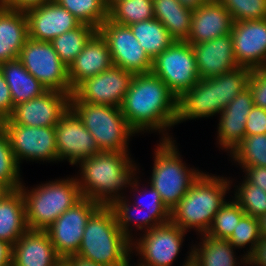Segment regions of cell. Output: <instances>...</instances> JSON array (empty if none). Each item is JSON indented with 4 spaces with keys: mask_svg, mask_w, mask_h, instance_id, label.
I'll list each match as a JSON object with an SVG mask.
<instances>
[{
    "mask_svg": "<svg viewBox=\"0 0 266 266\" xmlns=\"http://www.w3.org/2000/svg\"><path fill=\"white\" fill-rule=\"evenodd\" d=\"M120 108L137 134L157 131L163 135L160 140H173L167 130L176 122L177 97L159 77L134 74Z\"/></svg>",
    "mask_w": 266,
    "mask_h": 266,
    "instance_id": "1",
    "label": "cell"
},
{
    "mask_svg": "<svg viewBox=\"0 0 266 266\" xmlns=\"http://www.w3.org/2000/svg\"><path fill=\"white\" fill-rule=\"evenodd\" d=\"M129 155V152L101 151L79 162L81 177L76 179L81 196L100 205H110L123 197L122 191L137 177V164Z\"/></svg>",
    "mask_w": 266,
    "mask_h": 266,
    "instance_id": "2",
    "label": "cell"
},
{
    "mask_svg": "<svg viewBox=\"0 0 266 266\" xmlns=\"http://www.w3.org/2000/svg\"><path fill=\"white\" fill-rule=\"evenodd\" d=\"M224 178L203 172L171 209L170 221L186 232L195 229L199 234H206L214 216L226 202V194L232 189L233 181Z\"/></svg>",
    "mask_w": 266,
    "mask_h": 266,
    "instance_id": "3",
    "label": "cell"
},
{
    "mask_svg": "<svg viewBox=\"0 0 266 266\" xmlns=\"http://www.w3.org/2000/svg\"><path fill=\"white\" fill-rule=\"evenodd\" d=\"M131 241L119 228L109 205H100L87 220L76 255L103 266H129Z\"/></svg>",
    "mask_w": 266,
    "mask_h": 266,
    "instance_id": "4",
    "label": "cell"
},
{
    "mask_svg": "<svg viewBox=\"0 0 266 266\" xmlns=\"http://www.w3.org/2000/svg\"><path fill=\"white\" fill-rule=\"evenodd\" d=\"M19 190L24 198L27 227L30 230L45 231L82 198L76 176L48 181L30 190L22 183Z\"/></svg>",
    "mask_w": 266,
    "mask_h": 266,
    "instance_id": "5",
    "label": "cell"
},
{
    "mask_svg": "<svg viewBox=\"0 0 266 266\" xmlns=\"http://www.w3.org/2000/svg\"><path fill=\"white\" fill-rule=\"evenodd\" d=\"M176 140H160L154 150V164L150 184L160 194L171 211L203 173L188 168L181 159Z\"/></svg>",
    "mask_w": 266,
    "mask_h": 266,
    "instance_id": "6",
    "label": "cell"
},
{
    "mask_svg": "<svg viewBox=\"0 0 266 266\" xmlns=\"http://www.w3.org/2000/svg\"><path fill=\"white\" fill-rule=\"evenodd\" d=\"M70 108L94 137L100 151L129 152L130 137L137 134L120 107L70 101Z\"/></svg>",
    "mask_w": 266,
    "mask_h": 266,
    "instance_id": "7",
    "label": "cell"
},
{
    "mask_svg": "<svg viewBox=\"0 0 266 266\" xmlns=\"http://www.w3.org/2000/svg\"><path fill=\"white\" fill-rule=\"evenodd\" d=\"M17 59L47 90L71 93L68 67L50 42L28 38Z\"/></svg>",
    "mask_w": 266,
    "mask_h": 266,
    "instance_id": "8",
    "label": "cell"
},
{
    "mask_svg": "<svg viewBox=\"0 0 266 266\" xmlns=\"http://www.w3.org/2000/svg\"><path fill=\"white\" fill-rule=\"evenodd\" d=\"M151 73L163 80L178 98L200 80L192 45L174 41L152 61Z\"/></svg>",
    "mask_w": 266,
    "mask_h": 266,
    "instance_id": "9",
    "label": "cell"
},
{
    "mask_svg": "<svg viewBox=\"0 0 266 266\" xmlns=\"http://www.w3.org/2000/svg\"><path fill=\"white\" fill-rule=\"evenodd\" d=\"M186 233L171 221L141 233L139 239L131 241L132 253L141 259L137 266H172Z\"/></svg>",
    "mask_w": 266,
    "mask_h": 266,
    "instance_id": "10",
    "label": "cell"
},
{
    "mask_svg": "<svg viewBox=\"0 0 266 266\" xmlns=\"http://www.w3.org/2000/svg\"><path fill=\"white\" fill-rule=\"evenodd\" d=\"M97 31L108 45L113 65L133 74L151 73L152 60L129 26L114 23L107 18Z\"/></svg>",
    "mask_w": 266,
    "mask_h": 266,
    "instance_id": "11",
    "label": "cell"
},
{
    "mask_svg": "<svg viewBox=\"0 0 266 266\" xmlns=\"http://www.w3.org/2000/svg\"><path fill=\"white\" fill-rule=\"evenodd\" d=\"M8 136L10 147L20 165L26 161H58L55 126L31 127L19 124H0Z\"/></svg>",
    "mask_w": 266,
    "mask_h": 266,
    "instance_id": "12",
    "label": "cell"
},
{
    "mask_svg": "<svg viewBox=\"0 0 266 266\" xmlns=\"http://www.w3.org/2000/svg\"><path fill=\"white\" fill-rule=\"evenodd\" d=\"M99 206L98 202L82 197L45 230L60 257L78 253L87 220Z\"/></svg>",
    "mask_w": 266,
    "mask_h": 266,
    "instance_id": "13",
    "label": "cell"
},
{
    "mask_svg": "<svg viewBox=\"0 0 266 266\" xmlns=\"http://www.w3.org/2000/svg\"><path fill=\"white\" fill-rule=\"evenodd\" d=\"M133 76V73L112 65L81 82L70 95V101L121 107Z\"/></svg>",
    "mask_w": 266,
    "mask_h": 266,
    "instance_id": "14",
    "label": "cell"
},
{
    "mask_svg": "<svg viewBox=\"0 0 266 266\" xmlns=\"http://www.w3.org/2000/svg\"><path fill=\"white\" fill-rule=\"evenodd\" d=\"M70 95L47 90L41 96L14 106L11 116L0 124H19L31 127H53L70 108Z\"/></svg>",
    "mask_w": 266,
    "mask_h": 266,
    "instance_id": "15",
    "label": "cell"
},
{
    "mask_svg": "<svg viewBox=\"0 0 266 266\" xmlns=\"http://www.w3.org/2000/svg\"><path fill=\"white\" fill-rule=\"evenodd\" d=\"M58 161L78 165L84 159L101 152L94 137L81 119L69 108L55 126Z\"/></svg>",
    "mask_w": 266,
    "mask_h": 266,
    "instance_id": "16",
    "label": "cell"
},
{
    "mask_svg": "<svg viewBox=\"0 0 266 266\" xmlns=\"http://www.w3.org/2000/svg\"><path fill=\"white\" fill-rule=\"evenodd\" d=\"M231 37L239 66L266 68V19L233 22Z\"/></svg>",
    "mask_w": 266,
    "mask_h": 266,
    "instance_id": "17",
    "label": "cell"
},
{
    "mask_svg": "<svg viewBox=\"0 0 266 266\" xmlns=\"http://www.w3.org/2000/svg\"><path fill=\"white\" fill-rule=\"evenodd\" d=\"M29 38L51 42L59 35L78 27L81 23L54 0L25 11Z\"/></svg>",
    "mask_w": 266,
    "mask_h": 266,
    "instance_id": "18",
    "label": "cell"
},
{
    "mask_svg": "<svg viewBox=\"0 0 266 266\" xmlns=\"http://www.w3.org/2000/svg\"><path fill=\"white\" fill-rule=\"evenodd\" d=\"M192 48L200 79L216 77L239 67L235 61L231 33L193 44Z\"/></svg>",
    "mask_w": 266,
    "mask_h": 266,
    "instance_id": "19",
    "label": "cell"
},
{
    "mask_svg": "<svg viewBox=\"0 0 266 266\" xmlns=\"http://www.w3.org/2000/svg\"><path fill=\"white\" fill-rule=\"evenodd\" d=\"M254 107L249 88L244 89L220 112L217 142L220 148L231 153L246 135L247 115Z\"/></svg>",
    "mask_w": 266,
    "mask_h": 266,
    "instance_id": "20",
    "label": "cell"
},
{
    "mask_svg": "<svg viewBox=\"0 0 266 266\" xmlns=\"http://www.w3.org/2000/svg\"><path fill=\"white\" fill-rule=\"evenodd\" d=\"M232 26V16L225 7L218 0H207L193 10L187 42L193 45L230 34Z\"/></svg>",
    "mask_w": 266,
    "mask_h": 266,
    "instance_id": "21",
    "label": "cell"
},
{
    "mask_svg": "<svg viewBox=\"0 0 266 266\" xmlns=\"http://www.w3.org/2000/svg\"><path fill=\"white\" fill-rule=\"evenodd\" d=\"M112 65L113 62L108 45L97 31L68 67L71 94L85 79L100 74Z\"/></svg>",
    "mask_w": 266,
    "mask_h": 266,
    "instance_id": "22",
    "label": "cell"
},
{
    "mask_svg": "<svg viewBox=\"0 0 266 266\" xmlns=\"http://www.w3.org/2000/svg\"><path fill=\"white\" fill-rule=\"evenodd\" d=\"M59 258L46 231L28 229L13 245L11 266H51Z\"/></svg>",
    "mask_w": 266,
    "mask_h": 266,
    "instance_id": "23",
    "label": "cell"
},
{
    "mask_svg": "<svg viewBox=\"0 0 266 266\" xmlns=\"http://www.w3.org/2000/svg\"><path fill=\"white\" fill-rule=\"evenodd\" d=\"M28 38L25 11L0 5V64L17 59Z\"/></svg>",
    "mask_w": 266,
    "mask_h": 266,
    "instance_id": "24",
    "label": "cell"
},
{
    "mask_svg": "<svg viewBox=\"0 0 266 266\" xmlns=\"http://www.w3.org/2000/svg\"><path fill=\"white\" fill-rule=\"evenodd\" d=\"M215 104L214 88L207 79H200L177 98L176 122L212 117L220 114Z\"/></svg>",
    "mask_w": 266,
    "mask_h": 266,
    "instance_id": "25",
    "label": "cell"
},
{
    "mask_svg": "<svg viewBox=\"0 0 266 266\" xmlns=\"http://www.w3.org/2000/svg\"><path fill=\"white\" fill-rule=\"evenodd\" d=\"M200 236L201 242L190 247L191 260L196 266H247V258L241 255L238 261L235 248L228 240L212 238L206 234Z\"/></svg>",
    "mask_w": 266,
    "mask_h": 266,
    "instance_id": "26",
    "label": "cell"
},
{
    "mask_svg": "<svg viewBox=\"0 0 266 266\" xmlns=\"http://www.w3.org/2000/svg\"><path fill=\"white\" fill-rule=\"evenodd\" d=\"M27 230L23 195L11 190L0 199V239L14 245Z\"/></svg>",
    "mask_w": 266,
    "mask_h": 266,
    "instance_id": "27",
    "label": "cell"
},
{
    "mask_svg": "<svg viewBox=\"0 0 266 266\" xmlns=\"http://www.w3.org/2000/svg\"><path fill=\"white\" fill-rule=\"evenodd\" d=\"M0 71L10 88L13 106L39 97L47 91L18 59L1 63Z\"/></svg>",
    "mask_w": 266,
    "mask_h": 266,
    "instance_id": "28",
    "label": "cell"
},
{
    "mask_svg": "<svg viewBox=\"0 0 266 266\" xmlns=\"http://www.w3.org/2000/svg\"><path fill=\"white\" fill-rule=\"evenodd\" d=\"M154 17L158 19L175 41H187L192 23L193 10L178 0H153Z\"/></svg>",
    "mask_w": 266,
    "mask_h": 266,
    "instance_id": "29",
    "label": "cell"
},
{
    "mask_svg": "<svg viewBox=\"0 0 266 266\" xmlns=\"http://www.w3.org/2000/svg\"><path fill=\"white\" fill-rule=\"evenodd\" d=\"M145 53L153 61L160 53L169 48L174 39L158 19L140 21L129 26Z\"/></svg>",
    "mask_w": 266,
    "mask_h": 266,
    "instance_id": "30",
    "label": "cell"
},
{
    "mask_svg": "<svg viewBox=\"0 0 266 266\" xmlns=\"http://www.w3.org/2000/svg\"><path fill=\"white\" fill-rule=\"evenodd\" d=\"M140 182L138 177L134 178L132 181L130 188L132 187V191L141 195L140 197L145 196L146 199L149 196V200H140V198H136L134 201V205L139 206L141 208V212L143 213V232H146L152 228H155L159 225L168 223L170 221V210L168 207L162 202L160 194L156 189H154L151 185H148L149 190L146 187H142V189L138 186ZM143 190V191H141ZM148 190V191H147ZM142 194H144L142 196ZM147 195V196H146ZM144 198V197H143ZM145 199V198H144ZM137 201V202H136Z\"/></svg>",
    "mask_w": 266,
    "mask_h": 266,
    "instance_id": "31",
    "label": "cell"
},
{
    "mask_svg": "<svg viewBox=\"0 0 266 266\" xmlns=\"http://www.w3.org/2000/svg\"><path fill=\"white\" fill-rule=\"evenodd\" d=\"M250 74L251 69L239 66L207 79L213 85L215 104L220 111H223L238 94L247 88Z\"/></svg>",
    "mask_w": 266,
    "mask_h": 266,
    "instance_id": "32",
    "label": "cell"
},
{
    "mask_svg": "<svg viewBox=\"0 0 266 266\" xmlns=\"http://www.w3.org/2000/svg\"><path fill=\"white\" fill-rule=\"evenodd\" d=\"M96 32V28L90 25L80 24L75 29L54 38L50 43L61 61L69 67Z\"/></svg>",
    "mask_w": 266,
    "mask_h": 266,
    "instance_id": "33",
    "label": "cell"
},
{
    "mask_svg": "<svg viewBox=\"0 0 266 266\" xmlns=\"http://www.w3.org/2000/svg\"><path fill=\"white\" fill-rule=\"evenodd\" d=\"M108 18L117 24L130 26L154 17L152 0H119L108 10Z\"/></svg>",
    "mask_w": 266,
    "mask_h": 266,
    "instance_id": "34",
    "label": "cell"
},
{
    "mask_svg": "<svg viewBox=\"0 0 266 266\" xmlns=\"http://www.w3.org/2000/svg\"><path fill=\"white\" fill-rule=\"evenodd\" d=\"M229 156L242 169L252 166L266 167V134L245 135Z\"/></svg>",
    "mask_w": 266,
    "mask_h": 266,
    "instance_id": "35",
    "label": "cell"
},
{
    "mask_svg": "<svg viewBox=\"0 0 266 266\" xmlns=\"http://www.w3.org/2000/svg\"><path fill=\"white\" fill-rule=\"evenodd\" d=\"M67 9L81 24L98 30L108 18V9L103 0H54Z\"/></svg>",
    "mask_w": 266,
    "mask_h": 266,
    "instance_id": "36",
    "label": "cell"
},
{
    "mask_svg": "<svg viewBox=\"0 0 266 266\" xmlns=\"http://www.w3.org/2000/svg\"><path fill=\"white\" fill-rule=\"evenodd\" d=\"M244 215L245 212L233 199L232 201L227 199L214 216L206 235L212 238L228 240Z\"/></svg>",
    "mask_w": 266,
    "mask_h": 266,
    "instance_id": "37",
    "label": "cell"
},
{
    "mask_svg": "<svg viewBox=\"0 0 266 266\" xmlns=\"http://www.w3.org/2000/svg\"><path fill=\"white\" fill-rule=\"evenodd\" d=\"M20 177V165L10 147L8 136L0 125V181L10 190H16L22 185Z\"/></svg>",
    "mask_w": 266,
    "mask_h": 266,
    "instance_id": "38",
    "label": "cell"
},
{
    "mask_svg": "<svg viewBox=\"0 0 266 266\" xmlns=\"http://www.w3.org/2000/svg\"><path fill=\"white\" fill-rule=\"evenodd\" d=\"M234 191V201L241 209L252 217L258 218L266 213V192L260 187L249 183L245 178Z\"/></svg>",
    "mask_w": 266,
    "mask_h": 266,
    "instance_id": "39",
    "label": "cell"
},
{
    "mask_svg": "<svg viewBox=\"0 0 266 266\" xmlns=\"http://www.w3.org/2000/svg\"><path fill=\"white\" fill-rule=\"evenodd\" d=\"M126 197L127 196L125 195L121 198L115 199L109 206L115 214L119 228L130 241H133L134 235H132L133 230L131 228L135 225L137 230L139 229L140 231H143V213L139 206L132 205L131 202H129L130 199H127ZM135 213L139 215L136 217L134 216L136 215Z\"/></svg>",
    "mask_w": 266,
    "mask_h": 266,
    "instance_id": "40",
    "label": "cell"
},
{
    "mask_svg": "<svg viewBox=\"0 0 266 266\" xmlns=\"http://www.w3.org/2000/svg\"><path fill=\"white\" fill-rule=\"evenodd\" d=\"M261 239L259 230L258 219L245 214L234 228L232 235L228 241L234 246V248H245L248 246L249 249L244 252V256L247 258L254 250L256 245Z\"/></svg>",
    "mask_w": 266,
    "mask_h": 266,
    "instance_id": "41",
    "label": "cell"
},
{
    "mask_svg": "<svg viewBox=\"0 0 266 266\" xmlns=\"http://www.w3.org/2000/svg\"><path fill=\"white\" fill-rule=\"evenodd\" d=\"M233 22L266 19V0H218Z\"/></svg>",
    "mask_w": 266,
    "mask_h": 266,
    "instance_id": "42",
    "label": "cell"
},
{
    "mask_svg": "<svg viewBox=\"0 0 266 266\" xmlns=\"http://www.w3.org/2000/svg\"><path fill=\"white\" fill-rule=\"evenodd\" d=\"M254 106L266 110V68L252 69L248 85Z\"/></svg>",
    "mask_w": 266,
    "mask_h": 266,
    "instance_id": "43",
    "label": "cell"
},
{
    "mask_svg": "<svg viewBox=\"0 0 266 266\" xmlns=\"http://www.w3.org/2000/svg\"><path fill=\"white\" fill-rule=\"evenodd\" d=\"M246 135L266 134V110L254 106L247 115Z\"/></svg>",
    "mask_w": 266,
    "mask_h": 266,
    "instance_id": "44",
    "label": "cell"
},
{
    "mask_svg": "<svg viewBox=\"0 0 266 266\" xmlns=\"http://www.w3.org/2000/svg\"><path fill=\"white\" fill-rule=\"evenodd\" d=\"M14 106L10 93V88L4 79L2 72L0 71V122L8 119Z\"/></svg>",
    "mask_w": 266,
    "mask_h": 266,
    "instance_id": "45",
    "label": "cell"
},
{
    "mask_svg": "<svg viewBox=\"0 0 266 266\" xmlns=\"http://www.w3.org/2000/svg\"><path fill=\"white\" fill-rule=\"evenodd\" d=\"M245 179L255 185L260 187L264 192H266V167L265 166H252L244 168Z\"/></svg>",
    "mask_w": 266,
    "mask_h": 266,
    "instance_id": "46",
    "label": "cell"
},
{
    "mask_svg": "<svg viewBox=\"0 0 266 266\" xmlns=\"http://www.w3.org/2000/svg\"><path fill=\"white\" fill-rule=\"evenodd\" d=\"M266 266V237H261L253 252L247 257V265Z\"/></svg>",
    "mask_w": 266,
    "mask_h": 266,
    "instance_id": "47",
    "label": "cell"
},
{
    "mask_svg": "<svg viewBox=\"0 0 266 266\" xmlns=\"http://www.w3.org/2000/svg\"><path fill=\"white\" fill-rule=\"evenodd\" d=\"M53 0H3L0 5L13 10L26 11Z\"/></svg>",
    "mask_w": 266,
    "mask_h": 266,
    "instance_id": "48",
    "label": "cell"
},
{
    "mask_svg": "<svg viewBox=\"0 0 266 266\" xmlns=\"http://www.w3.org/2000/svg\"><path fill=\"white\" fill-rule=\"evenodd\" d=\"M13 245L0 239V266L12 265Z\"/></svg>",
    "mask_w": 266,
    "mask_h": 266,
    "instance_id": "49",
    "label": "cell"
},
{
    "mask_svg": "<svg viewBox=\"0 0 266 266\" xmlns=\"http://www.w3.org/2000/svg\"><path fill=\"white\" fill-rule=\"evenodd\" d=\"M67 258L70 266H103L78 255H70Z\"/></svg>",
    "mask_w": 266,
    "mask_h": 266,
    "instance_id": "50",
    "label": "cell"
},
{
    "mask_svg": "<svg viewBox=\"0 0 266 266\" xmlns=\"http://www.w3.org/2000/svg\"><path fill=\"white\" fill-rule=\"evenodd\" d=\"M181 5L191 10H195L203 5L207 0H178Z\"/></svg>",
    "mask_w": 266,
    "mask_h": 266,
    "instance_id": "51",
    "label": "cell"
},
{
    "mask_svg": "<svg viewBox=\"0 0 266 266\" xmlns=\"http://www.w3.org/2000/svg\"><path fill=\"white\" fill-rule=\"evenodd\" d=\"M257 219L261 237H266V213L260 215Z\"/></svg>",
    "mask_w": 266,
    "mask_h": 266,
    "instance_id": "52",
    "label": "cell"
},
{
    "mask_svg": "<svg viewBox=\"0 0 266 266\" xmlns=\"http://www.w3.org/2000/svg\"><path fill=\"white\" fill-rule=\"evenodd\" d=\"M51 266H70L67 257H60Z\"/></svg>",
    "mask_w": 266,
    "mask_h": 266,
    "instance_id": "53",
    "label": "cell"
},
{
    "mask_svg": "<svg viewBox=\"0 0 266 266\" xmlns=\"http://www.w3.org/2000/svg\"><path fill=\"white\" fill-rule=\"evenodd\" d=\"M10 191L11 190L3 182L0 181V199Z\"/></svg>",
    "mask_w": 266,
    "mask_h": 266,
    "instance_id": "54",
    "label": "cell"
},
{
    "mask_svg": "<svg viewBox=\"0 0 266 266\" xmlns=\"http://www.w3.org/2000/svg\"><path fill=\"white\" fill-rule=\"evenodd\" d=\"M187 259L183 262L182 266H196L191 260V251L188 253Z\"/></svg>",
    "mask_w": 266,
    "mask_h": 266,
    "instance_id": "55",
    "label": "cell"
},
{
    "mask_svg": "<svg viewBox=\"0 0 266 266\" xmlns=\"http://www.w3.org/2000/svg\"><path fill=\"white\" fill-rule=\"evenodd\" d=\"M106 8L109 10L119 0H103Z\"/></svg>",
    "mask_w": 266,
    "mask_h": 266,
    "instance_id": "56",
    "label": "cell"
}]
</instances>
